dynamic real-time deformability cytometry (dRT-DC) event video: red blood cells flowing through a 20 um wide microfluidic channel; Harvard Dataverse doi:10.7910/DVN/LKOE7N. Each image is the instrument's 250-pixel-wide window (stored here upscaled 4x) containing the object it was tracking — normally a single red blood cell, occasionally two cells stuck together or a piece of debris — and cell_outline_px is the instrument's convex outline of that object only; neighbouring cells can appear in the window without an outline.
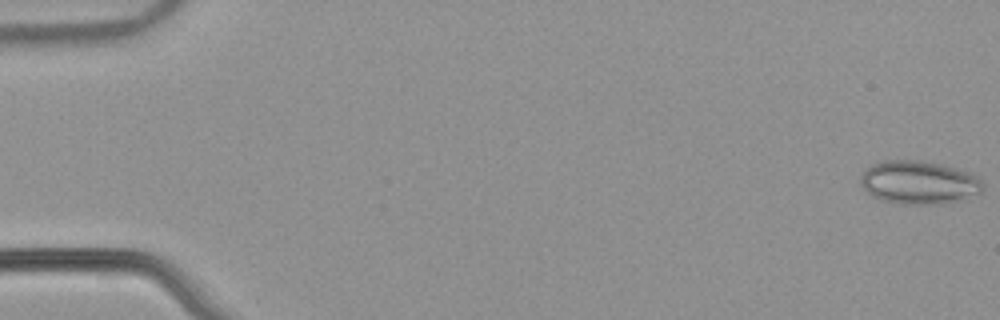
{"species": "common noctule bat (a hibernating species)", "species_latin": "Nyctalus noctula", "temperature_condition": "warm", "stored_images_in_passage": 11, "camera_frame_rate_fps": 3000, "um_per_image_px": 0.085, "animal": {"sex": "male", "body_mass_g": 21.5, "forearm_length_mm": 52.0}, "frame": {"image": 1, "passage_image": 1, "time_ms": 0.0, "image_size_px": [1000, 320], "cell_outline_px": [[984, 188], [980, 192], [948, 204], [904, 204], [884, 200], [872, 196], [860, 184], [860, 180], [864, 168], [872, 164], [884, 160], [920, 160], [940, 164], [972, 172], [984, 184]], "centroid_in_image_um": [78.1, 15.5], "position_along_channel_um": 6.9, "area_um2": 30.98}}